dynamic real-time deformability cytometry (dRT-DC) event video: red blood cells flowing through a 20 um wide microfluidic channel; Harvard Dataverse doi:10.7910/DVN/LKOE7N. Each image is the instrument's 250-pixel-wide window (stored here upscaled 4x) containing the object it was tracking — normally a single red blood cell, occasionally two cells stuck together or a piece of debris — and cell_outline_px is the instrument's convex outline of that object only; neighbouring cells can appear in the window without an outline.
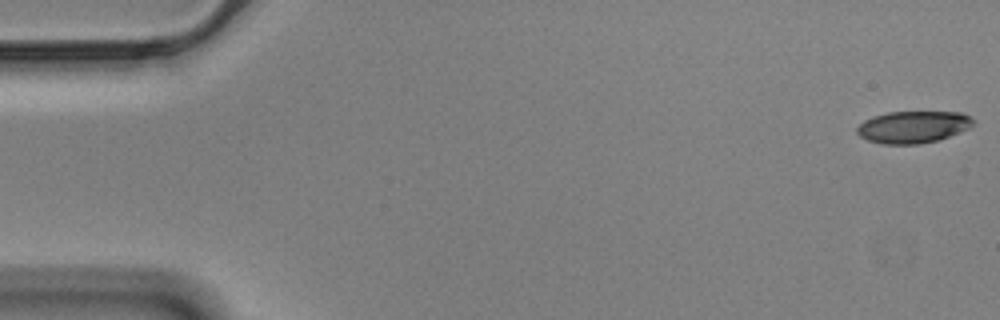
{"species": "Egyptian fruit bat (a non-hibernating species)", "species_latin": "Rousettus aegyptiacus", "temperature_condition": "cold", "stored_images_in_passage": 57, "camera_frame_rate_fps": 3000, "um_per_image_px": 0.085, "animal": {"sex": "male"}, "frame": {"image": 1, "passage_image": 1, "time_ms": 0.0, "image_size_px": [1000, 320], "cell_outline_px": [[972, 124], [968, 128], [948, 136], [936, 140], [920, 144], [884, 144], [868, 140], [860, 136], [856, 132], [856, 128], [864, 120], [872, 116], [888, 112], [960, 112], [968, 116], [972, 120]], "centroid_in_image_um": [77.55, 10.79], "position_along_channel_um": 7.5, "area_um2": 21.39}}
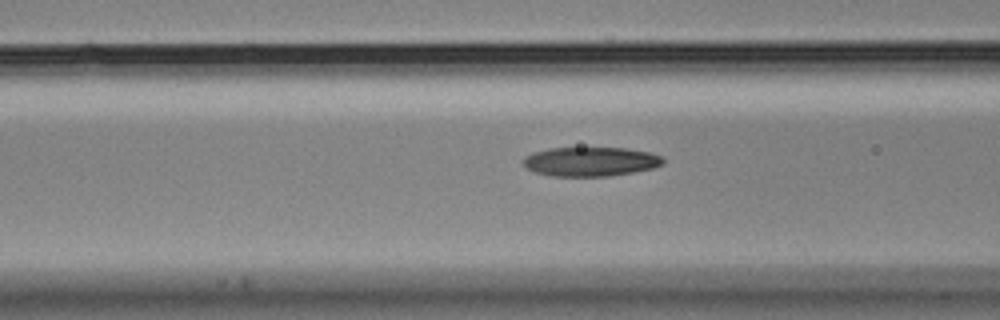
{"frame": {"image": 2, "passage_image": 22, "time_ms": 7.0, "image_size_px": [1000, 320], "cell_outline_px": [[664, 164], [652, 168], [632, 172], [608, 176], [552, 176], [536, 172], [528, 168], [520, 160], [524, 156], [548, 148], [624, 148], [648, 152], [664, 156]], "centroid_in_image_um": [50.2, 13.73], "position_along_channel_um": 116.4, "area_um2": 23.76}}
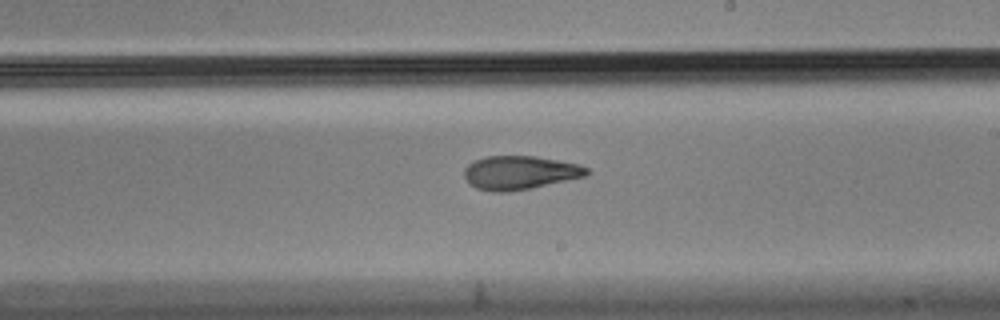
{"frame": {"image": 3, "passage_image": 33, "time_ms": 10.667, "image_size_px": [1000, 320], "cell_outline_px": [[592, 172], [584, 176], [532, 188], [508, 192], [492, 192], [476, 188], [464, 176], [464, 168], [468, 164], [484, 156], [536, 156], [580, 164], [588, 168]], "centroid_in_image_um": [44.2, 14.67], "position_along_channel_um": 244.8, "area_um2": 24.04}, "authors_computed_cell_mechanics": {"area_um2": 24.0448, "velocity_mm_per_s": 3.4974, "shape_relaxation_time_tau1_ms": null, "shape_relaxation_time_tau2_ms": 4.2763, "deformation_change_tau1": null, "deformation_change_tau2": 0.1059}}